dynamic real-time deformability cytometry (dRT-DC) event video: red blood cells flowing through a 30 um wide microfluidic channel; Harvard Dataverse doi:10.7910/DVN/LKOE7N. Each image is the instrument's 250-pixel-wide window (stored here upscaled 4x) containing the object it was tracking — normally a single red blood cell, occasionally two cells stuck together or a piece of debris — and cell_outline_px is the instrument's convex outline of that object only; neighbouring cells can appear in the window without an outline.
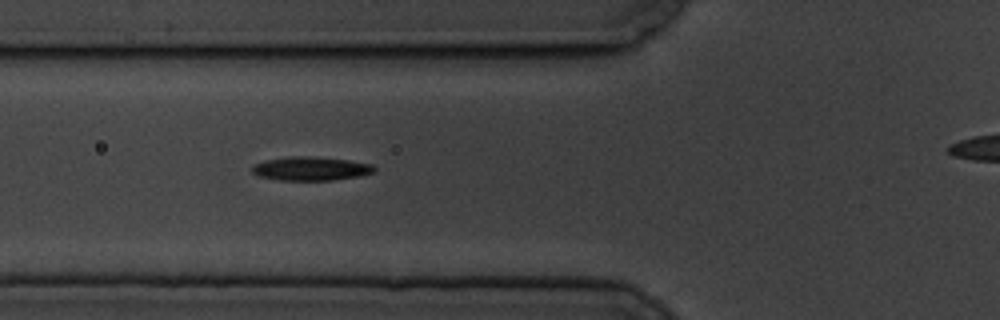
{"species": "common noctule bat (a hibernating species)", "species_latin": "Nyctalus noctula", "temperature_condition": "cold", "stored_images_in_passage": 6, "segment_of_instrument_passage": [1, 2], "camera_frame_rate_fps": 3000, "um_per_image_px": 0.085, "animal": {"sex": "male", "body_mass_g": 19.5, "forearm_length_mm": 54.6}, "frame": {"image": 1, "passage_image": 5, "time_ms": 5.333, "image_size_px": [1000, 320], "cell_outline_px": [[376, 168], [372, 172], [360, 176], [332, 180], [280, 180], [260, 176], [252, 172], [252, 164], [264, 160], [288, 156], [312, 156], [348, 160], [372, 164]], "centroid_in_image_um": [26.39, 14.32], "position_along_channel_um": 99.4, "area_um2": 16.94}}